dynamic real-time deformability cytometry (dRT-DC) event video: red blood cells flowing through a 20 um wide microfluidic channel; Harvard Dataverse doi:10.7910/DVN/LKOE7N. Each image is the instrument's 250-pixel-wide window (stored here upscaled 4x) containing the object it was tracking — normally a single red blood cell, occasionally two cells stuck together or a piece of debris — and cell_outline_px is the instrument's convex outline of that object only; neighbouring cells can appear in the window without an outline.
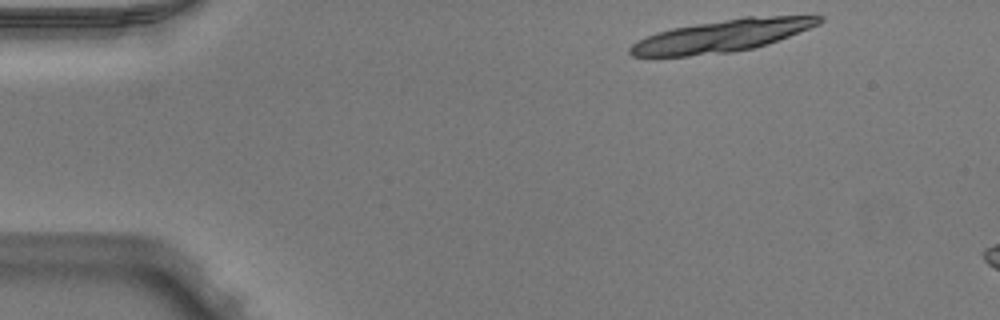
{"species": "Egyptian fruit bat (a non-hibernating species)", "species_latin": "Rousettus aegyptiacus", "temperature_condition": "warm", "stored_images_in_passage": 9, "camera_frame_rate_fps": 3000, "um_per_image_px": 0.085, "animal": {"sex": "male"}, "frame": {"image": 1, "passage_image": 1, "time_ms": 0.0, "image_size_px": [1000, 320], "cell_outline_px": [[824, 20], [820, 24], [788, 36], [752, 48], [732, 52], [652, 60], [632, 56], [628, 52], [628, 48], [632, 44], [656, 32], [672, 28], [744, 16], [824, 16]], "centroid_in_image_um": [61.22, 3.09], "position_along_channel_um": 23.8, "area_um2": 35.95}}